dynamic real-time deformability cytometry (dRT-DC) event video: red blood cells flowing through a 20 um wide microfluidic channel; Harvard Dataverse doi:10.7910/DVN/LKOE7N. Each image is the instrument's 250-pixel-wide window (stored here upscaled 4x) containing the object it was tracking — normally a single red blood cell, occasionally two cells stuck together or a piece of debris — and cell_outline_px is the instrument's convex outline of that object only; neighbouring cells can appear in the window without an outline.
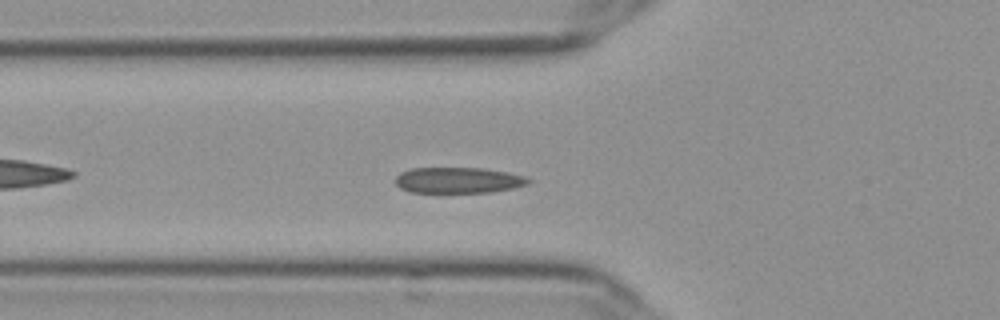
{"species": "Egyptian fruit bat (a non-hibernating species)", "species_latin": "Rousettus aegyptiacus", "temperature_condition": "cold", "stored_images_in_passage": 50, "camera_frame_rate_fps": 3000, "um_per_image_px": 0.085, "frame": {"image": 1, "passage_image": 13, "time_ms": 4.0, "image_size_px": [1000, 320], "cell_outline_px": [[532, 180], [528, 184], [512, 188], [488, 192], [408, 192], [400, 188], [396, 184], [396, 176], [400, 172], [412, 168], [480, 168], [508, 172], [524, 176]], "centroid_in_image_um": [38.93, 15.31], "position_along_channel_um": 86.9, "area_um2": 19.94}}
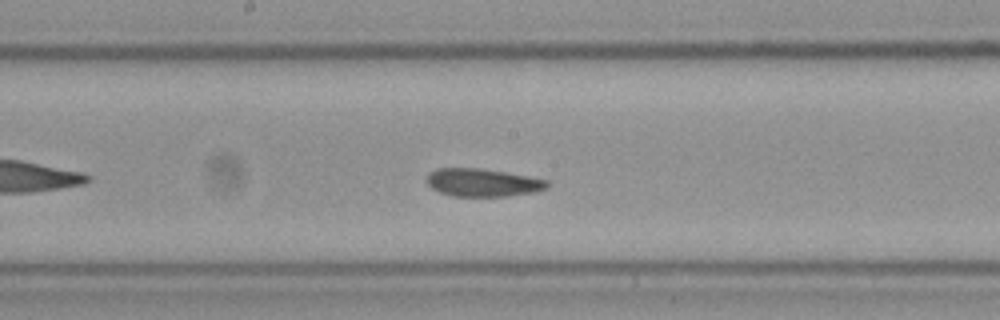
{"frame": {"image": 2, "passage_image": 23, "time_ms": 7.333, "image_size_px": [1000, 320], "cell_outline_px": [[548, 184], [544, 188], [532, 192], [508, 196], [452, 196], [440, 192], [432, 188], [424, 180], [428, 172], [436, 168], [476, 168], [504, 172], [528, 176], [548, 180]], "centroid_in_image_um": [40.94, 15.51], "position_along_channel_um": 207.3, "area_um2": 19.48}}
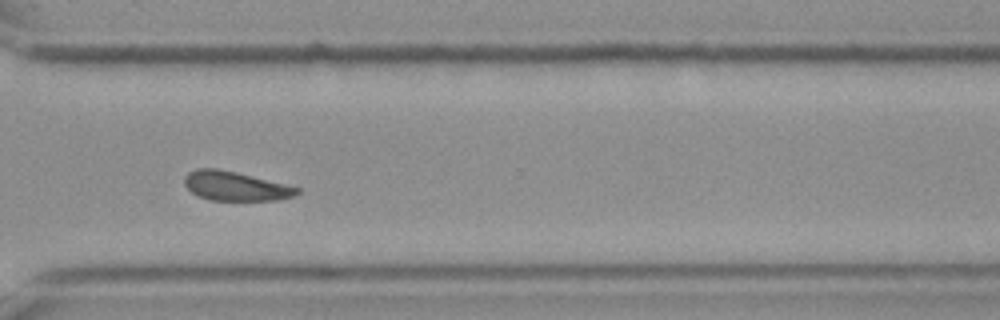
{"frame": {"image": 3, "passage_image": 35, "time_ms": 11.333, "image_size_px": [1000, 320], "cell_outline_px": [[300, 192], [296, 196], [280, 200], [208, 200], [192, 192], [184, 184], [184, 176], [188, 172], [196, 168], [216, 168], [236, 172], [300, 188]], "centroid_in_image_um": [20.01, 15.82], "position_along_channel_um": 350.6, "area_um2": 19.13}, "authors_computed_cell_mechanics": {"area_um2": 19.8543, "velocity_mm_per_s": 3.588, "shape_relaxation_time_tau1_ms": 3.9085, "shape_relaxation_time_tau2_ms": 1.3457, "deformation_change_tau1": 0.0966, "deformation_change_tau2": 0.0604}}